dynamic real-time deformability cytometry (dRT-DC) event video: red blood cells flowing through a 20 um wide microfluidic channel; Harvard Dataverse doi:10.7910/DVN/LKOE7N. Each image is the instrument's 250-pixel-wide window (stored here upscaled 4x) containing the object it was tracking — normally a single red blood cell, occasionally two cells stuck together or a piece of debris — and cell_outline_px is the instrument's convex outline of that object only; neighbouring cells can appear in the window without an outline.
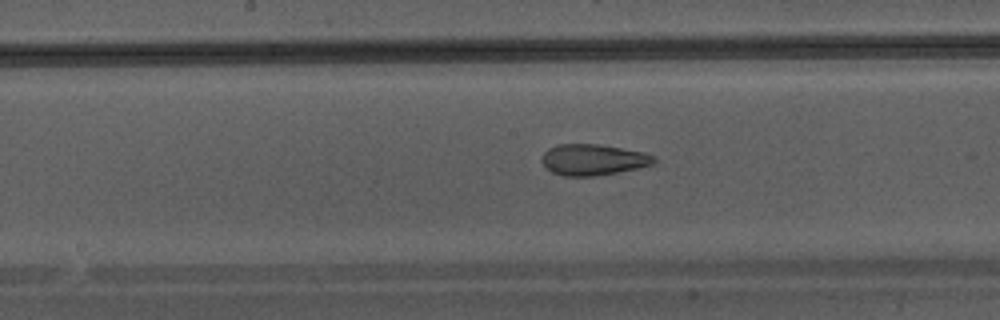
{"species": "Egyptian fruit bat (a non-hibernating species)", "species_latin": "Rousettus aegyptiacus", "temperature_condition": "warm", "stored_images_in_passage": 31, "camera_frame_rate_fps": 3000, "um_per_image_px": 0.085, "animal": {"sex": "male"}, "frame": {"image": 1, "passage_image": 18, "time_ms": 5.667, "image_size_px": [1000, 320], "cell_outline_px": [[656, 160], [652, 164], [636, 168], [616, 172], [592, 176], [564, 176], [552, 172], [540, 160], [540, 156], [548, 148], [560, 144], [596, 144], [644, 152], [656, 156]], "centroid_in_image_um": [50.38, 13.57], "position_along_channel_um": 197.8, "area_um2": 20.11}}